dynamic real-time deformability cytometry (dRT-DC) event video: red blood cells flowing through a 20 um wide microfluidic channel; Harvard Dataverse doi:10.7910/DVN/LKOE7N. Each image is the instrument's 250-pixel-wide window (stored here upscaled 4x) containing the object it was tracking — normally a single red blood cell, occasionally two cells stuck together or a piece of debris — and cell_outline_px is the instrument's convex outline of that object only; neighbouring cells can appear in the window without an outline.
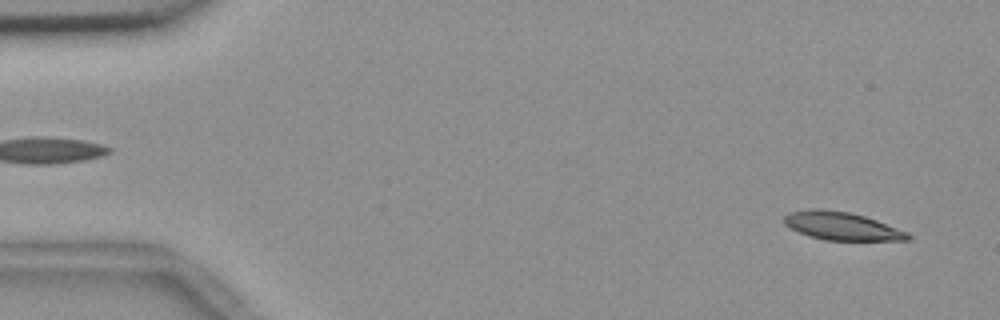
{"species": "common noctule bat (a hibernating species)", "species_latin": "Nyctalus noctula", "temperature_condition": "room temperature", "stored_images_in_passage": 55, "camera_frame_rate_fps": 3000, "um_per_image_px": 0.085, "animal": {"sex": "female", "body_mass_g": 18.4}, "frame": {"image": 1, "passage_image": 3, "time_ms": 0.667, "image_size_px": [1000, 320], "cell_outline_px": [[912, 236], [908, 240], [824, 240], [808, 236], [784, 224], [784, 216], [788, 212], [808, 208], [820, 208], [848, 212], [864, 216], [876, 220], [908, 232]], "centroid_in_image_um": [71.52, 19.2], "position_along_channel_um": 13.5, "area_um2": 20.23}}
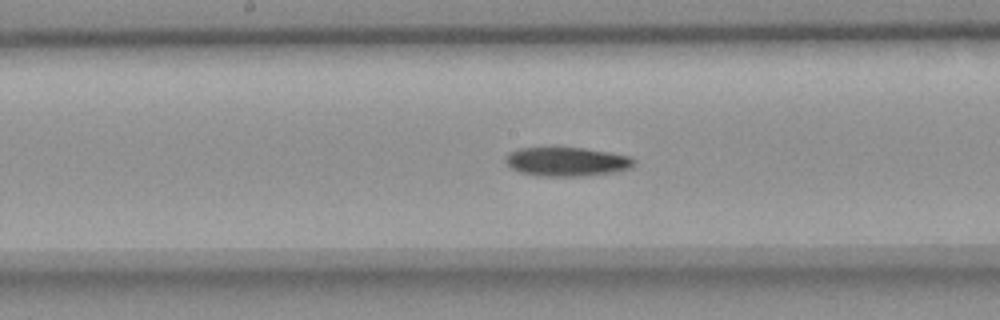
{"frame": {"image": 2, "passage_image": 28, "time_ms": 9.0, "image_size_px": [1000, 320], "cell_outline_px": [[636, 160], [632, 168], [616, 172], [584, 176], [536, 176], [520, 172], [512, 168], [504, 160], [504, 156], [508, 152], [520, 148], [584, 148], [632, 156]], "centroid_in_image_um": [48.2, 13.75], "position_along_channel_um": 200.0, "area_um2": 21.91}}
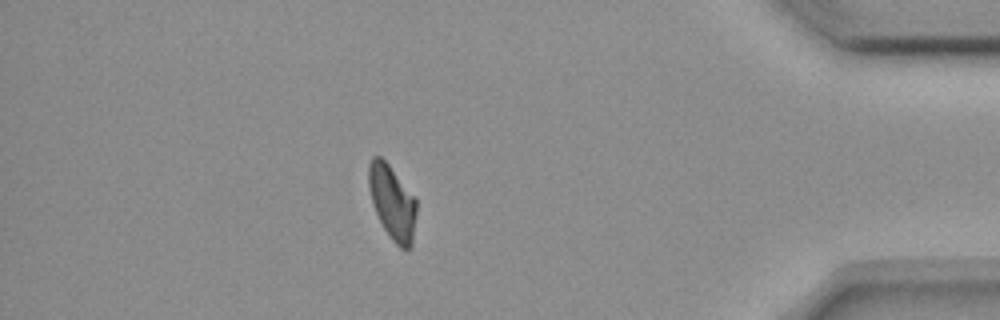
{"frame": {"image": 3, "passage_image": 48, "time_ms": 15.667, "image_size_px": [1000, 320], "cell_outline_px": [[416, 212], [412, 244], [408, 248], [400, 248], [392, 240], [384, 228], [372, 204], [368, 188], [368, 164], [372, 156], [380, 156], [388, 164], [416, 196]], "centroid_in_image_um": [33.33, 17.16], "position_along_channel_um": 401.9, "area_um2": 20.75}}